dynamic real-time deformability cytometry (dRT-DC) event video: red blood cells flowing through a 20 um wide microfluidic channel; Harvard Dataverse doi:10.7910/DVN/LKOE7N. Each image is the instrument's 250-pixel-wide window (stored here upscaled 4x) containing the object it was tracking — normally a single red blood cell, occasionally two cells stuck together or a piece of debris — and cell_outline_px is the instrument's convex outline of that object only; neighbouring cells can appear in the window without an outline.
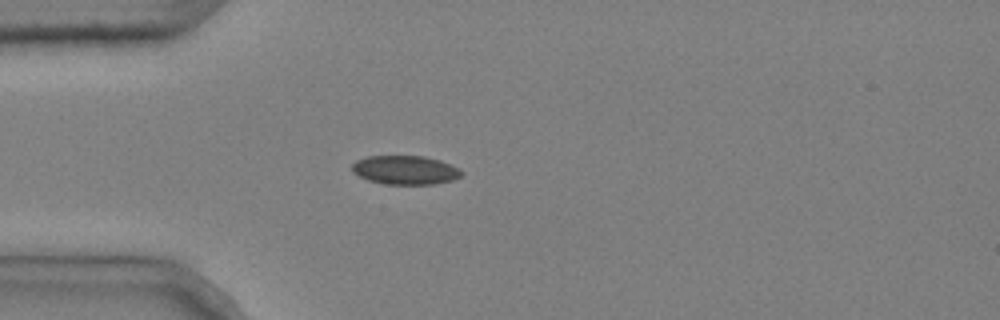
{"species": "common noctule bat (a hibernating species)", "species_latin": "Nyctalus noctula", "temperature_condition": "cold", "stored_images_in_passage": 6, "camera_frame_rate_fps": 3000, "um_per_image_px": 0.085, "animal": {"sex": "male", "body_mass_g": 20.4}, "frame": {"image": 1, "passage_image": 5, "time_ms": 1.333, "image_size_px": [1000, 320], "cell_outline_px": [[464, 172], [460, 176], [452, 180], [432, 184], [384, 184], [368, 180], [352, 172], [352, 164], [356, 160], [368, 156], [424, 156], [440, 160], [460, 168]], "centroid_in_image_um": [34.45, 14.45], "position_along_channel_um": 50.6, "area_um2": 18.44}}